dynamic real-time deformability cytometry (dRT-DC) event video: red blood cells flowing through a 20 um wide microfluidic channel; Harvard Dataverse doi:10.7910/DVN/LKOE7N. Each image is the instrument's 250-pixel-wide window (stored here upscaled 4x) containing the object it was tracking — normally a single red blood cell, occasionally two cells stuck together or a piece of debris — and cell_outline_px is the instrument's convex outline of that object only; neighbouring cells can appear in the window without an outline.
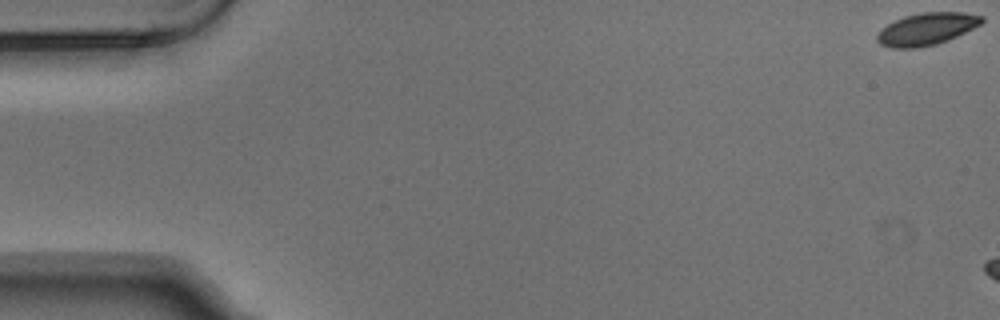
{"species": "Egyptian fruit bat (a non-hibernating species)", "species_latin": "Rousettus aegyptiacus", "temperature_condition": "warm", "stored_images_in_passage": 3, "camera_frame_rate_fps": 3000, "um_per_image_px": 0.085, "animal": {"sex": "male"}, "frame": {"image": 1, "passage_image": 1, "time_ms": 0.0, "image_size_px": [1000, 320], "cell_outline_px": [[984, 20], [980, 24], [948, 40], [936, 44], [916, 48], [892, 48], [880, 44], [876, 40], [876, 36], [888, 24], [904, 16], [920, 12], [964, 12], [984, 16]], "centroid_in_image_um": [78.77, 2.46], "position_along_channel_um": 6.2, "area_um2": 19.48}}